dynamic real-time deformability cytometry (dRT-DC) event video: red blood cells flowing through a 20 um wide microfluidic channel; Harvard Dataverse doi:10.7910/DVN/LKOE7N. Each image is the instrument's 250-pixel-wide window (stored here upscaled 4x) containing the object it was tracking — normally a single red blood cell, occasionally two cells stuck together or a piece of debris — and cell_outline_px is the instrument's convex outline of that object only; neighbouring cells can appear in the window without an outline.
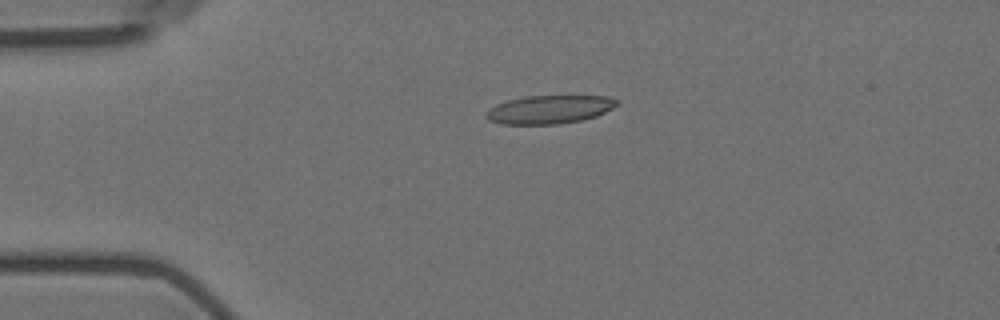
{"species": "Egyptian fruit bat (a non-hibernating species)", "species_latin": "Rousettus aegyptiacus", "temperature_condition": "room temperature", "stored_images_in_passage": 3, "camera_frame_rate_fps": 3000, "um_per_image_px": 0.085, "animal": {"sex": "female"}, "frame": {"image": 1, "passage_image": 2, "time_ms": 1.333, "image_size_px": [1000, 320], "cell_outline_px": [[620, 104], [596, 116], [580, 120], [560, 124], [500, 124], [488, 120], [484, 116], [484, 112], [496, 104], [508, 100], [528, 96], [608, 96], [616, 100]], "centroid_in_image_um": [46.66, 9.31], "position_along_channel_um": 38.3, "area_um2": 21.62}}